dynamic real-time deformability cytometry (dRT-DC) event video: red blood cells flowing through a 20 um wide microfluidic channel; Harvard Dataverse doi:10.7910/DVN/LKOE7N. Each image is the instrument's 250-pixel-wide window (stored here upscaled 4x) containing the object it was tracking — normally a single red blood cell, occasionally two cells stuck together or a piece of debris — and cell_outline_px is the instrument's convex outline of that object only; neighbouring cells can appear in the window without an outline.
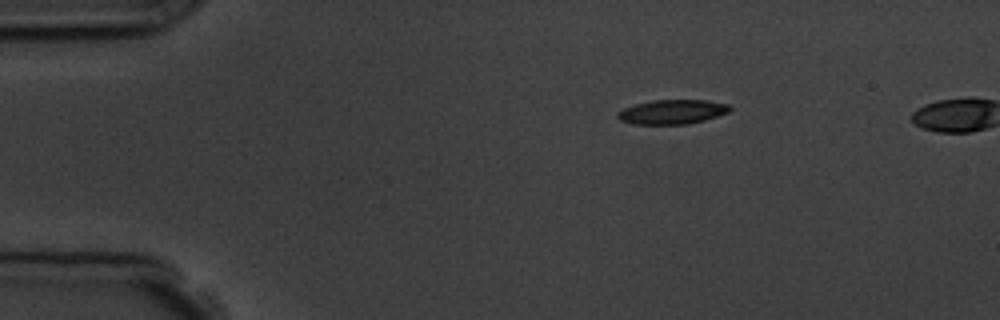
{"species": "common noctule bat (a hibernating species)", "species_latin": "Nyctalus noctula", "temperature_condition": "room temperature", "stored_images_in_passage": 4, "camera_frame_rate_fps": 3000, "um_per_image_px": 0.085, "animal": {"sex": "male", "body_mass_g": 19.5, "forearm_length_mm": 54.6}, "frame": {"image": 1, "passage_image": 1, "time_ms": 0.0, "image_size_px": [1000, 320], "cell_outline_px": [[732, 108], [728, 112], [704, 120], [688, 124], [632, 124], [620, 120], [616, 116], [616, 112], [624, 108], [636, 104], [652, 100], [704, 100], [728, 104]], "centroid_in_image_um": [57.11, 9.51], "position_along_channel_um": 27.9, "area_um2": 15.9}}